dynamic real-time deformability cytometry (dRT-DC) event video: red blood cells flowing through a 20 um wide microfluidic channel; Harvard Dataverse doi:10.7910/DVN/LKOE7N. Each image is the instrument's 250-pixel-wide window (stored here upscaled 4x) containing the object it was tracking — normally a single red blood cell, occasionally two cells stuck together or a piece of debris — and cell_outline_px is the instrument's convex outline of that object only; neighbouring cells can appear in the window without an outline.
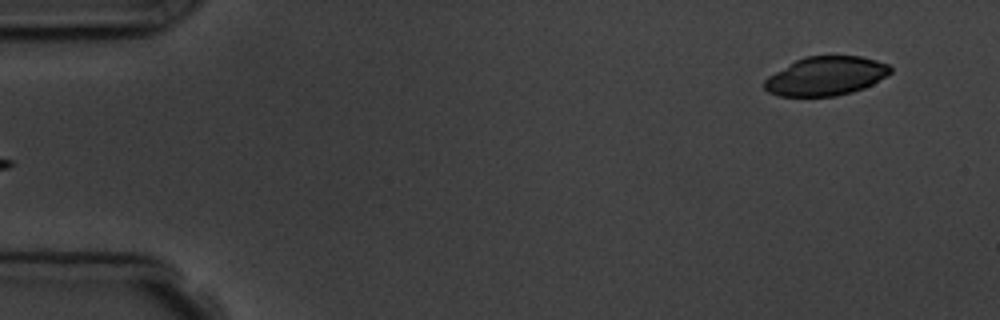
{"species": "common noctule bat (a hibernating species)", "species_latin": "Nyctalus noctula", "temperature_condition": "room temperature", "stored_images_in_passage": 6, "segment_of_instrument_passage": [2, 2], "camera_frame_rate_fps": 3000, "um_per_image_px": 0.085, "animal": {"sex": "male", "body_mass_g": 19.5, "forearm_length_mm": 54.6}, "frame": {"image": 1, "passage_image": 6, "time_ms": 6.333, "image_size_px": [1000, 320], "cell_outline_px": [[892, 72], [872, 84], [864, 88], [852, 92], [836, 96], [780, 96], [768, 92], [764, 88], [764, 80], [768, 76], [796, 60], [808, 56], [860, 56], [876, 60], [888, 64], [892, 68]], "centroid_in_image_um": [70.2, 6.47], "position_along_channel_um": 14.8, "area_um2": 28.44}}